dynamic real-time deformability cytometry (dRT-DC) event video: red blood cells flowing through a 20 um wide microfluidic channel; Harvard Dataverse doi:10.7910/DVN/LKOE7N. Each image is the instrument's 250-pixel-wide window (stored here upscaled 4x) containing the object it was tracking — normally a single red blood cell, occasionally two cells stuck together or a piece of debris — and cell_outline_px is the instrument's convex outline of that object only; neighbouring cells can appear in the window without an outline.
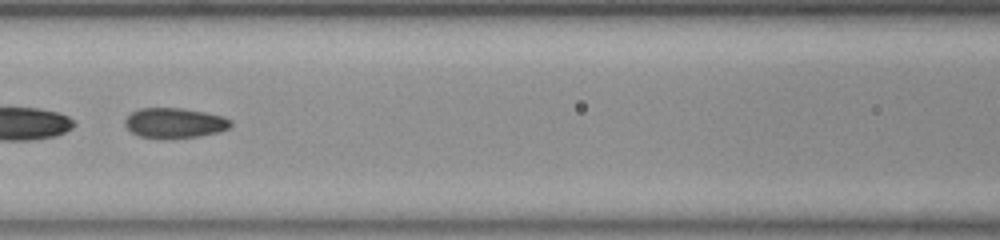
{"species": "common noctule bat (a hibernating species)", "species_latin": "Nyctalus noctula", "temperature_condition": "room temperature", "stored_images_in_passage": 38, "segment_of_instrument_passage": [2, 2], "camera_frame_rate_fps": 3000, "um_per_image_px": 0.085, "animal": {"sex": "female", "body_mass_g": 23.0, "forearm_length_mm": 53.4}, "frame": {"image": 1, "passage_image": 23, "time_ms": 7.333, "image_size_px": [1000, 240], "cell_outline_px": [[232, 124], [228, 128], [220, 132], [200, 136], [140, 136], [132, 132], [124, 124], [124, 120], [132, 112], [140, 108], [184, 108], [224, 116], [232, 120]], "centroid_in_image_um": [14.89, 10.41], "position_along_channel_um": 151.7, "area_um2": 18.03}}